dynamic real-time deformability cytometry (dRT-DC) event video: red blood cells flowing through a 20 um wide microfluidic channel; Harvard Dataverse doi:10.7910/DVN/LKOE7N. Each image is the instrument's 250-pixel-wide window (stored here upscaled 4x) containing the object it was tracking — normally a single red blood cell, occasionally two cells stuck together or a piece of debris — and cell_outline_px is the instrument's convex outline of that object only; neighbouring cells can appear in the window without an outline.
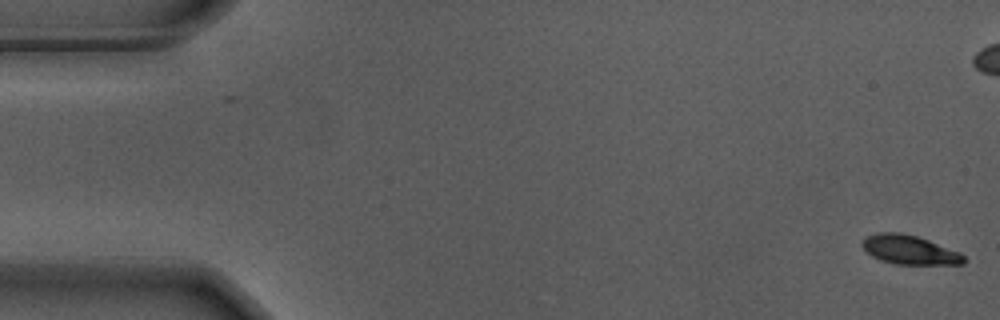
{"species": "Egyptian fruit bat (a non-hibernating species)", "species_latin": "Rousettus aegyptiacus", "temperature_condition": "warm", "stored_images_in_passage": 47, "camera_frame_rate_fps": 3000, "um_per_image_px": 0.085, "animal": {"sex": "male"}, "frame": {"image": 1, "passage_image": 1, "time_ms": 0.0, "image_size_px": [1000, 320], "cell_outline_px": [[968, 260], [964, 264], [896, 264], [880, 260], [872, 256], [860, 244], [860, 240], [864, 236], [876, 232], [900, 232], [916, 236], [928, 240], [960, 252]], "centroid_in_image_um": [77.28, 21.22], "position_along_channel_um": 7.7, "area_um2": 17.4}}
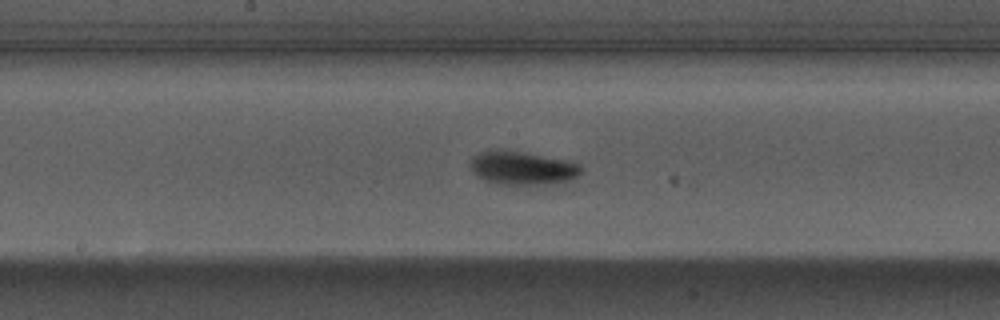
{"frame": {"image": 2, "passage_image": 29, "time_ms": 9.333, "image_size_px": [1000, 320], "cell_outline_px": [[584, 168], [572, 180], [544, 184], [496, 184], [484, 180], [476, 176], [468, 164], [472, 156], [480, 152], [496, 148], [568, 160]], "centroid_in_image_um": [44.33, 14.27], "position_along_channel_um": 203.9, "area_um2": 21.68}}
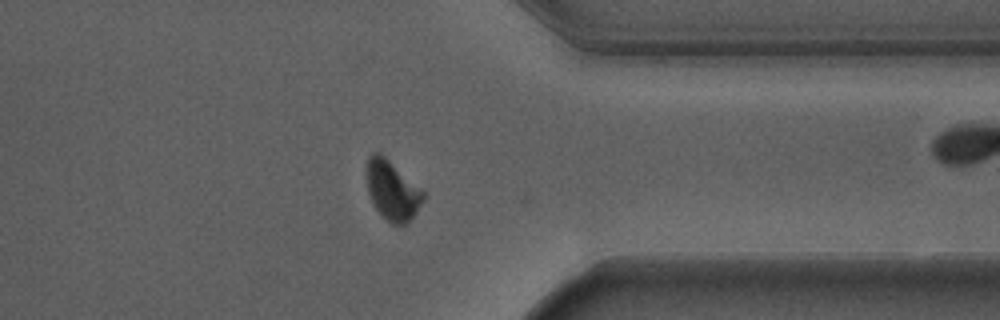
{"frame": {"image": 3, "passage_image": 44, "time_ms": 14.333, "image_size_px": [1000, 320], "cell_outline_px": [[424, 200], [412, 216], [404, 224], [392, 224], [376, 208], [368, 192], [368, 156], [372, 152], [380, 152], [424, 192]], "centroid_in_image_um": [33.34, 16.16], "position_along_channel_um": 378.1, "area_um2": 18.79}, "authors_computed_cell_mechanics": {"area_um2": 19.941, "velocity_mm_per_s": 3.6522, "shape_relaxation_time_tau1_ms": 2.192, "shape_relaxation_time_tau2_ms": null, "deformation_change_tau1": 0.1415, "deformation_change_tau2": null}}